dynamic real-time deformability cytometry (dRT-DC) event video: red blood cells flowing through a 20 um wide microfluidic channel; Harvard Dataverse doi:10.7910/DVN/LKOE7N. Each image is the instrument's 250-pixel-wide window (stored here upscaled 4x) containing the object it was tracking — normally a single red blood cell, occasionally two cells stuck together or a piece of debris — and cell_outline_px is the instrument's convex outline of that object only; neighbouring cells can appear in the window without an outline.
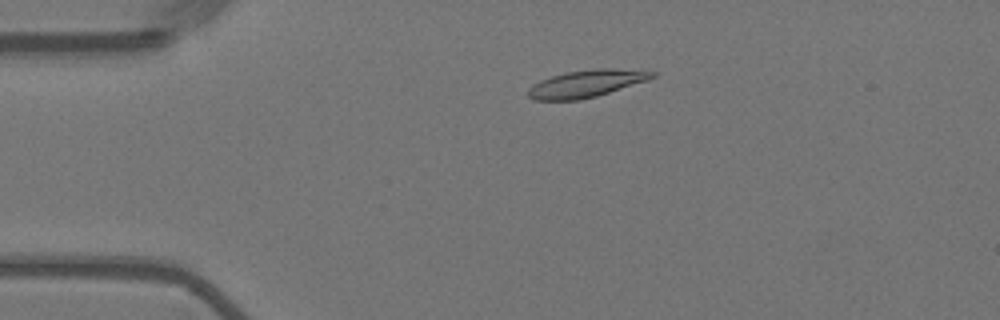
{"species": "Egyptian fruit bat (a non-hibernating species)", "species_latin": "Rousettus aegyptiacus", "temperature_condition": "warm", "stored_images_in_passage": 56, "camera_frame_rate_fps": 3000, "um_per_image_px": 0.085, "animal": {"sex": "female"}, "frame": {"image": 1, "passage_image": 12, "time_ms": 3.667, "image_size_px": [1000, 320], "cell_outline_px": [[656, 76], [648, 80], [596, 96], [580, 100], [536, 100], [528, 96], [528, 88], [532, 84], [540, 80], [564, 72], [592, 68], [608, 68], [656, 72]], "centroid_in_image_um": [49.8, 7.1], "position_along_channel_um": 35.2, "area_um2": 19.65}}
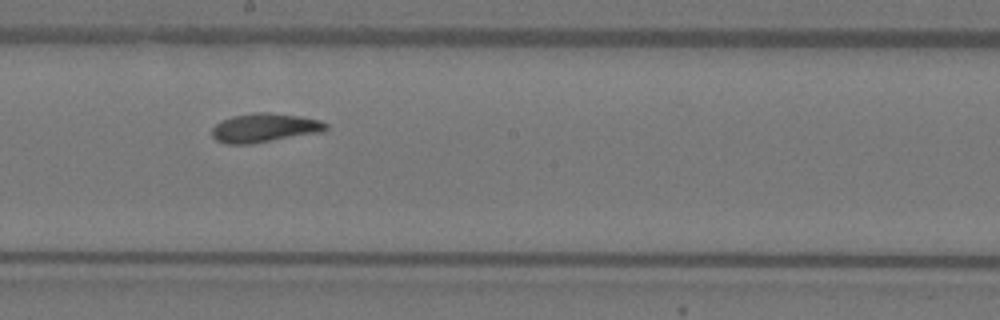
{"frame": {"image": 2, "passage_image": 31, "time_ms": 10.0, "image_size_px": [1000, 320], "cell_outline_px": [[328, 128], [324, 132], [248, 144], [228, 144], [216, 140], [212, 136], [212, 128], [220, 120], [232, 116], [256, 112], [268, 112], [300, 116], [320, 120], [328, 124]], "centroid_in_image_um": [22.5, 10.86], "position_along_channel_um": 225.7, "area_um2": 19.31}}
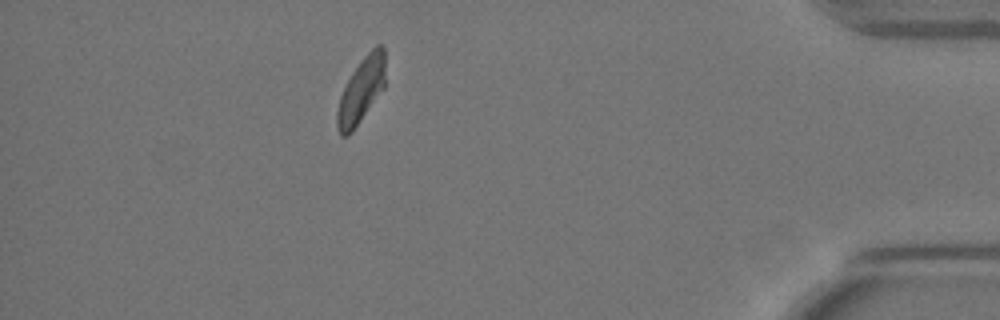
{"frame": {"image": 3, "passage_image": 50, "time_ms": 16.333, "image_size_px": [1000, 320], "cell_outline_px": [[384, 88], [352, 132], [348, 136], [340, 136], [336, 128], [336, 112], [340, 96], [352, 72], [360, 60], [376, 44], [384, 44]], "centroid_in_image_um": [30.68, 7.7], "position_along_channel_um": 404.5, "area_um2": 18.32}, "authors_computed_cell_mechanics": {"area_um2": 18.6983, "velocity_mm_per_s": 3.5948, "shape_relaxation_time_tau1_ms": 4.7796, "shape_relaxation_time_tau2_ms": 2.6838, "deformation_change_tau1": 0.1466, "deformation_change_tau2": 0.0774}}